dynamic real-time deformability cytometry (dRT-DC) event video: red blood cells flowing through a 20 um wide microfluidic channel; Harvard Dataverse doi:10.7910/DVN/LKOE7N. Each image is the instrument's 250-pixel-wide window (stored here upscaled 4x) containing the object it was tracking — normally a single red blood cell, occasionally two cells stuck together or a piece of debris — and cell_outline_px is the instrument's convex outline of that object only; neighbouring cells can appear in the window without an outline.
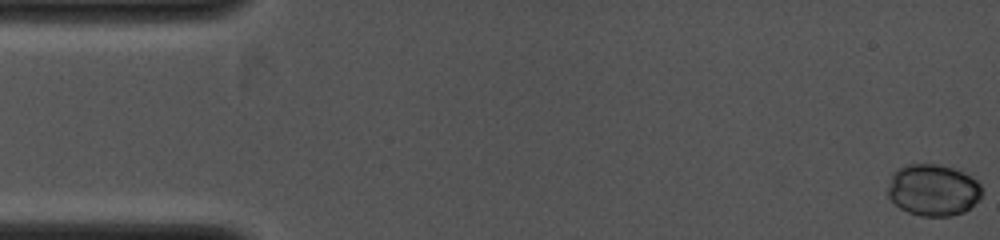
{"species": "common noctule bat (a hibernating species)", "species_latin": "Nyctalus noctula", "temperature_condition": "cold", "stored_images_in_passage": 9, "camera_frame_rate_fps": 4000, "um_per_image_px": 0.085, "animal": {"sex": "female", "body_mass_g": 19.0, "forearm_length_mm": 53.3}, "frame": {"image": 1, "passage_image": 1, "time_ms": 0.0, "image_size_px": [1000, 240], "cell_outline_px": [[980, 200], [964, 212], [952, 216], [920, 216], [908, 212], [900, 208], [884, 192], [892, 172], [896, 168], [904, 164], [936, 164], [952, 168], [964, 172], [972, 176], [980, 184]], "centroid_in_image_um": [79.26, 16.14], "position_along_channel_um": 5.7, "area_um2": 28.78}}
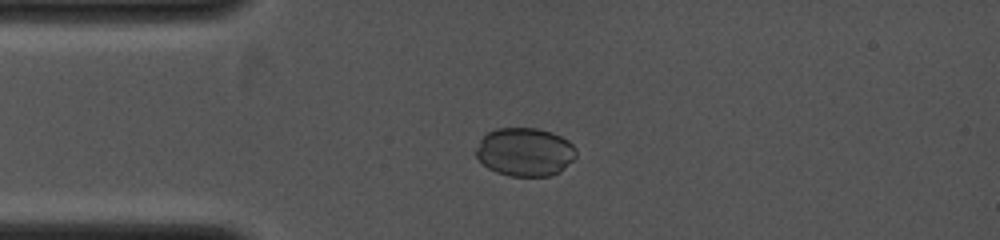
{"frame": {"image": 2, "passage_image": 6, "time_ms": 3.0, "image_size_px": [1000, 240], "cell_outline_px": [[576, 156], [560, 172], [552, 176], [508, 176], [496, 172], [488, 168], [476, 156], [476, 148], [480, 140], [488, 132], [496, 128], [536, 128], [552, 132], [568, 140], [576, 148]], "centroid_in_image_um": [44.63, 12.92], "position_along_channel_um": 40.4, "area_um2": 28.32}}
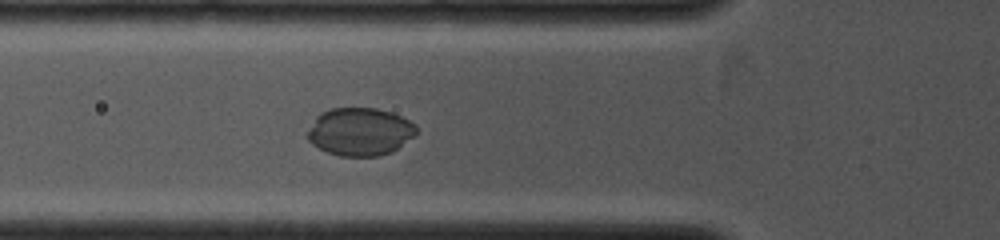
{"frame": {"image": 3, "passage_image": 9, "time_ms": 4.5, "image_size_px": [1000, 240], "cell_outline_px": [[420, 132], [416, 136], [392, 152], [376, 156], [340, 156], [328, 152], [312, 144], [308, 140], [308, 132], [316, 116], [320, 112], [328, 108], [376, 108], [392, 112], [416, 124]], "centroid_in_image_um": [30.64, 11.19], "position_along_channel_um": 95.2, "area_um2": 30.63}}